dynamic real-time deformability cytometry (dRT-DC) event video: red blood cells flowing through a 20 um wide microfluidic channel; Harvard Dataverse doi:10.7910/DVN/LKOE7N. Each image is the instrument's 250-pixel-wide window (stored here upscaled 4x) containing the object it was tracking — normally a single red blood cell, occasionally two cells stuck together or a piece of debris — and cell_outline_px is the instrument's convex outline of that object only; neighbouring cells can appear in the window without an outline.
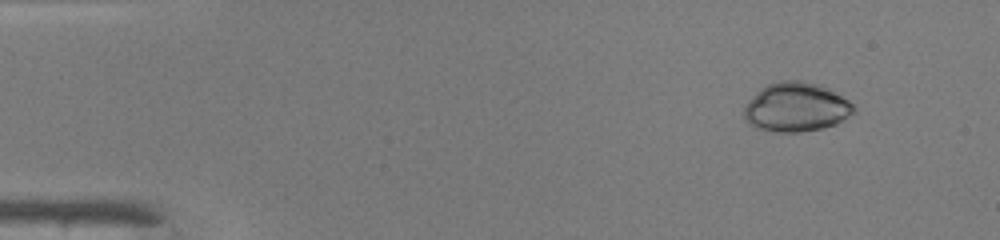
{"species": "common noctule bat (a hibernating species)", "species_latin": "Nyctalus noctula", "temperature_condition": "warm", "stored_images_in_passage": 46, "camera_frame_rate_fps": 3000, "um_per_image_px": 0.085, "animal": {"sex": "male", "body_mass_g": 19.0, "forearm_length_mm": 50.8}, "frame": {"image": 1, "passage_image": 3, "time_ms": 0.667, "image_size_px": [1000, 240], "cell_outline_px": [[856, 112], [836, 124], [820, 128], [800, 132], [776, 132], [760, 128], [752, 124], [744, 116], [744, 108], [748, 100], [760, 88], [768, 84], [780, 80], [800, 80], [820, 84], [848, 100], [856, 108]], "centroid_in_image_um": [67.69, 9.09], "position_along_channel_um": 17.3, "area_um2": 31.27}}
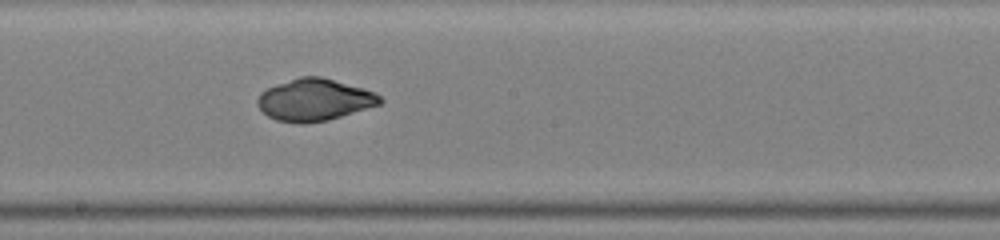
{"frame": {"image": 2, "passage_image": 25, "time_ms": 8.0, "image_size_px": [1000, 240], "cell_outline_px": [[384, 100], [380, 104], [328, 120], [304, 124], [300, 124], [276, 120], [268, 116], [256, 104], [256, 100], [260, 92], [276, 84], [300, 76], [320, 76], [364, 88], [376, 92]], "centroid_in_image_um": [26.72, 8.48], "position_along_channel_um": 221.5, "area_um2": 30.06}}
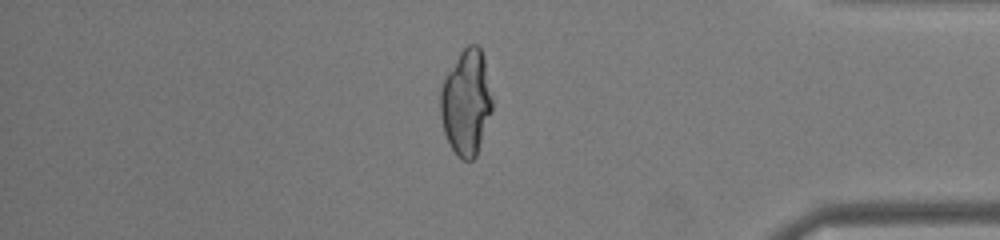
{"frame": {"image": 3, "passage_image": 39, "time_ms": 12.667, "image_size_px": [1000, 240], "cell_outline_px": [[492, 112], [476, 156], [472, 160], [464, 160], [452, 148], [444, 132], [440, 116], [440, 88], [444, 76], [460, 52], [468, 44], [476, 44], [480, 48], [484, 56], [492, 100]], "centroid_in_image_um": [39.62, 8.67], "position_along_channel_um": 395.6, "area_um2": 31.91}}